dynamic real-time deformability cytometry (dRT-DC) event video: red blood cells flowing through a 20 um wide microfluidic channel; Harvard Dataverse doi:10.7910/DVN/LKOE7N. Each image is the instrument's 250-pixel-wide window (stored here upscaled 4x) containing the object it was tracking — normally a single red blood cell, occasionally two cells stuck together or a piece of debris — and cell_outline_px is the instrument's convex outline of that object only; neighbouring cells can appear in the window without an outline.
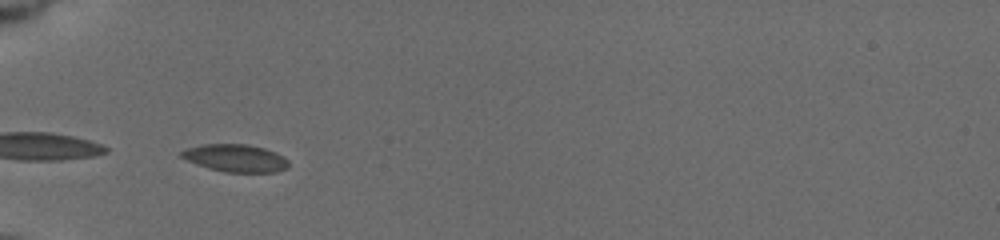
{"species": "common noctule bat (a hibernating species)", "species_latin": "Nyctalus noctula", "temperature_condition": "cold", "stored_images_in_passage": 15, "camera_frame_rate_fps": 3000, "um_per_image_px": 0.085, "animal": {"sex": "female", "body_mass_g": 19.5, "forearm_length_mm": 54.1}, "frame": {"image": 1, "passage_image": 1, "time_ms": 0.0, "image_size_px": [1000, 240], "cell_outline_px": [[288, 168], [276, 172], [224, 172], [208, 168], [196, 164], [180, 156], [180, 152], [188, 148], [204, 144], [248, 144], [264, 148], [276, 152], [284, 156], [288, 160]], "centroid_in_image_um": [20.05, 13.44], "position_along_channel_um": 64.9, "area_um2": 17.22}}
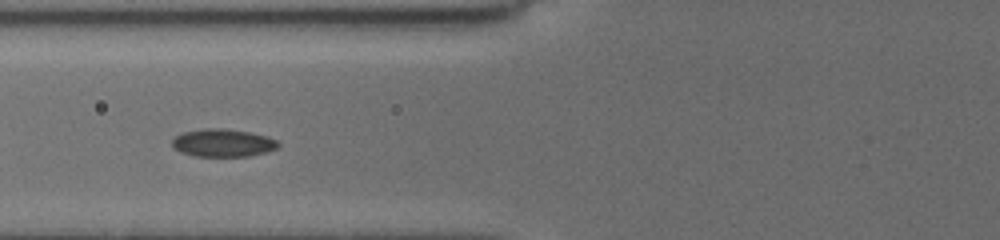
{"frame": {"image": 2, "passage_image": 5, "time_ms": 1.333, "image_size_px": [1000, 240], "cell_outline_px": [[280, 144], [276, 148], [264, 152], [248, 156], [192, 156], [180, 152], [172, 148], [172, 140], [176, 136], [184, 132], [204, 128], [224, 128], [248, 132], [268, 136], [276, 140]], "centroid_in_image_um": [18.91, 12.14], "position_along_channel_um": 106.9, "area_um2": 17.17}}
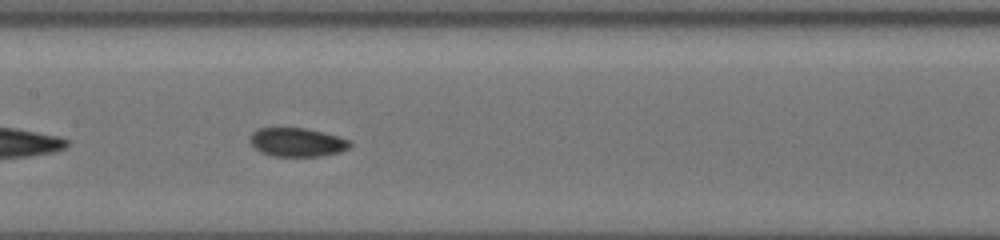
{"frame": {"image": 3, "passage_image": 11, "time_ms": 3.333, "image_size_px": [1000, 240], "cell_outline_px": [[352, 144], [348, 148], [340, 152], [324, 156], [272, 156], [260, 152], [248, 140], [252, 132], [260, 128], [304, 128], [336, 136], [348, 140]], "centroid_in_image_um": [25.22, 12.1], "position_along_channel_um": 182.2, "area_um2": 16.59}}